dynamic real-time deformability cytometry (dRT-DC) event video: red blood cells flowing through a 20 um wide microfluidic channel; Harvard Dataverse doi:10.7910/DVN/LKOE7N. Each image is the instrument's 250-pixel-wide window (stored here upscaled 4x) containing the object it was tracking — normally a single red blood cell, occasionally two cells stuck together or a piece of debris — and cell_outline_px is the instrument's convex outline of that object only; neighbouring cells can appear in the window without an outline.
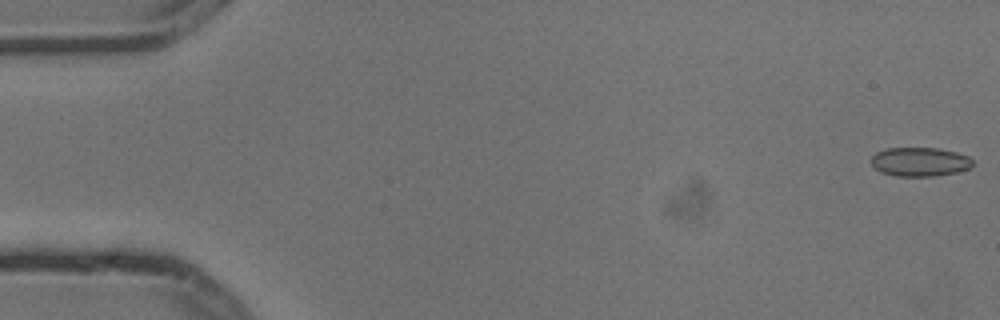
{"species": "common noctule bat (a hibernating species)", "species_latin": "Nyctalus noctula", "temperature_condition": "cold", "stored_images_in_passage": 9, "camera_frame_rate_fps": 3000, "um_per_image_px": 0.085, "animal": {"sex": "male", "body_mass_g": 13.3}, "frame": {"image": 1, "passage_image": 1, "time_ms": 0.0, "image_size_px": [1000, 320], "cell_outline_px": [[972, 164], [968, 168], [956, 172], [936, 176], [896, 176], [880, 172], [872, 164], [872, 156], [876, 152], [888, 148], [936, 148], [956, 152], [968, 156], [972, 160]], "centroid_in_image_um": [78.17, 13.75], "position_along_channel_um": 6.8, "area_um2": 16.99}}
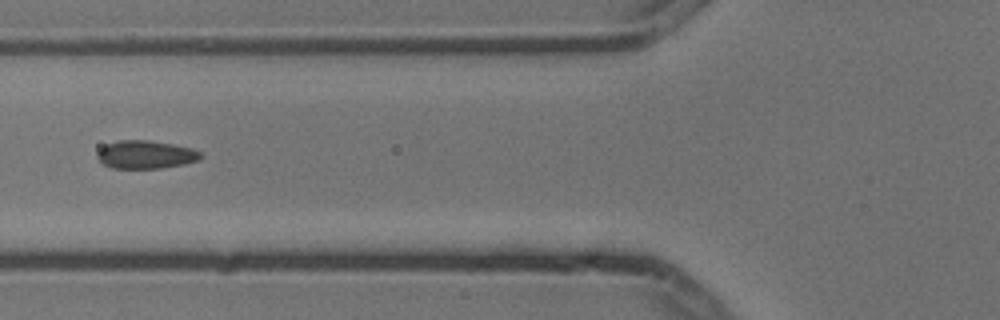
{"frame": {"image": 2, "passage_image": 6, "time_ms": 1.667, "image_size_px": [1000, 320], "cell_outline_px": [[200, 160], [184, 164], [160, 168], [112, 168], [104, 164], [96, 156], [100, 148], [116, 140], [148, 140], [172, 144], [192, 148], [200, 152]], "centroid_in_image_um": [12.38, 13.14], "position_along_channel_um": 113.4, "area_um2": 16.82}}
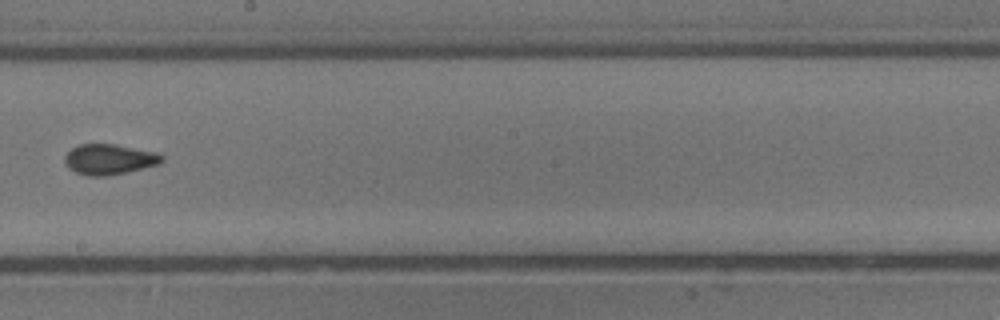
{"frame": {"image": 3, "passage_image": 9, "time_ms": 2.667, "image_size_px": [1000, 320], "cell_outline_px": [[164, 160], [160, 164], [108, 176], [88, 176], [76, 172], [68, 168], [64, 160], [64, 156], [72, 148], [80, 144], [116, 144], [156, 152], [164, 156]], "centroid_in_image_um": [9.29, 13.54], "position_along_channel_um": 238.9, "area_um2": 17.28}}